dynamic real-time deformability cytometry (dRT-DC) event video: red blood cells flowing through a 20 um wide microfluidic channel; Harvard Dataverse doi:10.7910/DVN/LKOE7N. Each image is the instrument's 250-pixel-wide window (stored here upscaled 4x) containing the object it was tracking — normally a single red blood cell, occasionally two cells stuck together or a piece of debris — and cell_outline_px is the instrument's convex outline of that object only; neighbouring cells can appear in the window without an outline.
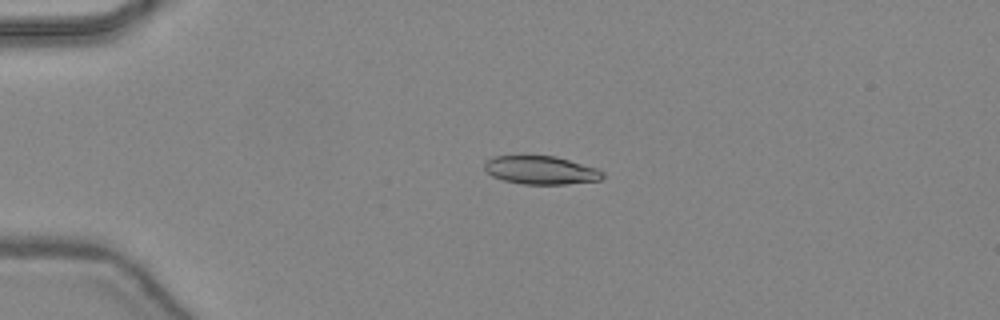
{"species": "common noctule bat (a hibernating species)", "species_latin": "Nyctalus noctula", "temperature_condition": "warm", "stored_images_in_passage": 5, "camera_frame_rate_fps": 3000, "um_per_image_px": 0.085, "animal": {"sex": "female", "body_mass_g": 24.6, "forearm_length_mm": 56.2}, "frame": {"image": 1, "passage_image": 1, "time_ms": 0.0, "image_size_px": [1000, 320], "cell_outline_px": [[604, 176], [600, 180], [568, 184], [524, 184], [504, 180], [492, 176], [484, 168], [484, 164], [488, 160], [496, 156], [556, 156], [596, 168], [604, 172]], "centroid_in_image_um": [46.0, 14.47], "position_along_channel_um": 39.0, "area_um2": 19.31}}